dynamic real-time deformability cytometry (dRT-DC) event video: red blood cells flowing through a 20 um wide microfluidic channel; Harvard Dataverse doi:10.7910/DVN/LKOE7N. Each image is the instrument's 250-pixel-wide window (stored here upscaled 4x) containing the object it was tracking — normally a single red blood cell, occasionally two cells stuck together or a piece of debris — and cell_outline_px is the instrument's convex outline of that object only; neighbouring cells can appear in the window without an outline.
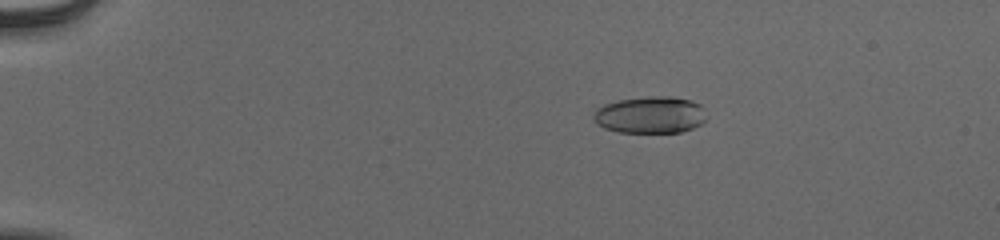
{"species": "human", "species_latin": "Homo sapiens", "temperature_condition": "cold", "stored_images_in_passage": 56, "camera_frame_rate_fps": 3000, "um_per_image_px": 0.085, "donor": {"sex": "male"}, "frame": {"image": 1, "passage_image": 12, "time_ms": 3.667, "image_size_px": [1000, 240], "cell_outline_px": [[704, 120], [700, 124], [692, 128], [680, 132], [620, 132], [604, 128], [596, 124], [592, 116], [596, 108], [604, 104], [620, 100], [648, 96], [672, 96], [688, 100], [700, 104], [704, 108]], "centroid_in_image_um": [55.23, 9.76], "position_along_channel_um": 29.8, "area_um2": 24.22}}
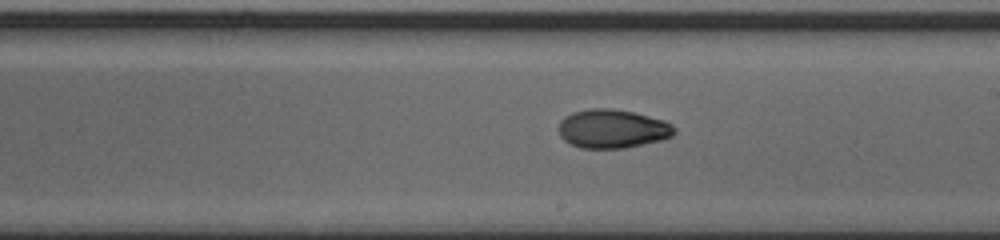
{"frame": {"image": 2, "passage_image": 35, "time_ms": 11.333, "image_size_px": [1000, 240], "cell_outline_px": [[676, 132], [672, 136], [664, 140], [624, 148], [580, 148], [564, 140], [560, 136], [560, 120], [564, 116], [572, 112], [588, 108], [612, 108], [632, 112], [664, 120], [672, 124], [676, 128]], "centroid_in_image_um": [52.08, 10.94], "position_along_channel_um": 236.9, "area_um2": 26.3}}
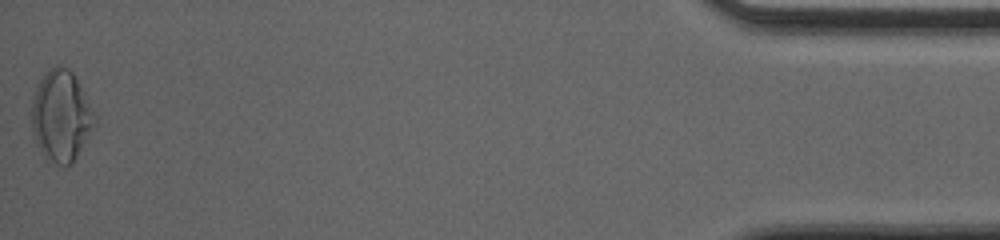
{"frame": {"image": 3, "passage_image": 56, "time_ms": 18.333, "image_size_px": [1000, 240], "cell_outline_px": [[96, 124], [72, 164], [64, 168], [48, 164], [36, 140], [32, 128], [32, 100], [36, 88], [44, 72], [48, 68], [56, 64], [60, 64], [68, 68], [72, 72], [96, 116]], "centroid_in_image_um": [5.19, 9.89], "position_along_channel_um": 430.0, "area_um2": 33.64}, "authors_computed_cell_mechanics": {"area_um2": 25.8366, "velocity_mm_per_s": 3.9099, "shape_relaxation_time_tau1_ms": 6.2542, "shape_relaxation_time_tau2_ms": 3.5804, "deformation_change_tau1": 0.1909, "deformation_change_tau2": 0.0514}}